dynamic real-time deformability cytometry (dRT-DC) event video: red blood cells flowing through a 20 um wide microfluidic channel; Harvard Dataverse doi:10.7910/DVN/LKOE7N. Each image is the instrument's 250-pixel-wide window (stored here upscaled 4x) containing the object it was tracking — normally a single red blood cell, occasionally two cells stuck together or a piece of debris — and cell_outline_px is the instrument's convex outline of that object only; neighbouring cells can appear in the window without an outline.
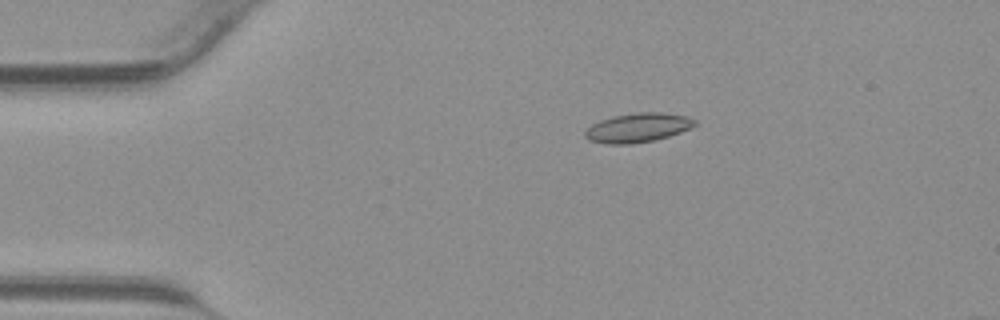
{"species": "common noctule bat (a hibernating species)", "species_latin": "Nyctalus noctula", "temperature_condition": "warm", "stored_images_in_passage": 43, "camera_frame_rate_fps": 3000, "um_per_image_px": 0.085, "animal": {"sex": "male", "body_mass_g": 23.1, "forearm_length_mm": 52.7}, "frame": {"image": 1, "passage_image": 9, "time_ms": 2.667, "image_size_px": [1000, 320], "cell_outline_px": [[696, 124], [692, 128], [668, 136], [652, 140], [632, 144], [608, 144], [588, 140], [584, 136], [584, 132], [592, 124], [600, 120], [612, 116], [636, 112], [664, 112], [688, 116], [696, 120]], "centroid_in_image_um": [54.22, 10.84], "position_along_channel_um": 30.8, "area_um2": 18.79}}
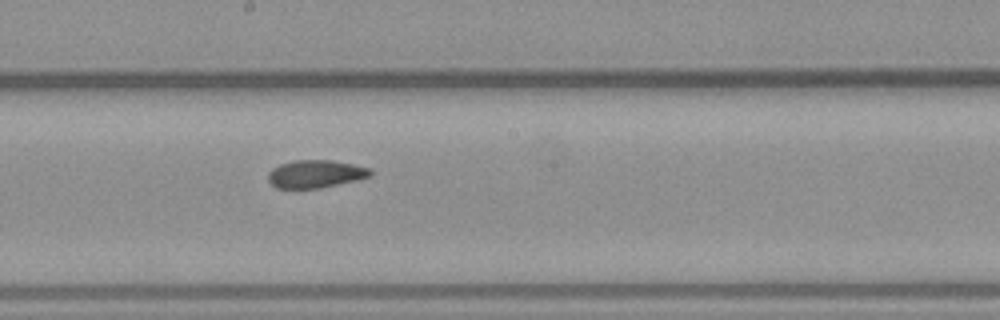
{"frame": {"image": 2, "passage_image": 24, "time_ms": 7.667, "image_size_px": [1000, 320], "cell_outline_px": [[372, 176], [356, 180], [320, 188], [276, 188], [268, 180], [268, 172], [272, 168], [280, 164], [292, 160], [332, 160], [352, 164], [368, 168], [372, 172]], "centroid_in_image_um": [26.79, 14.78], "position_along_channel_um": 221.4, "area_um2": 16.53}}
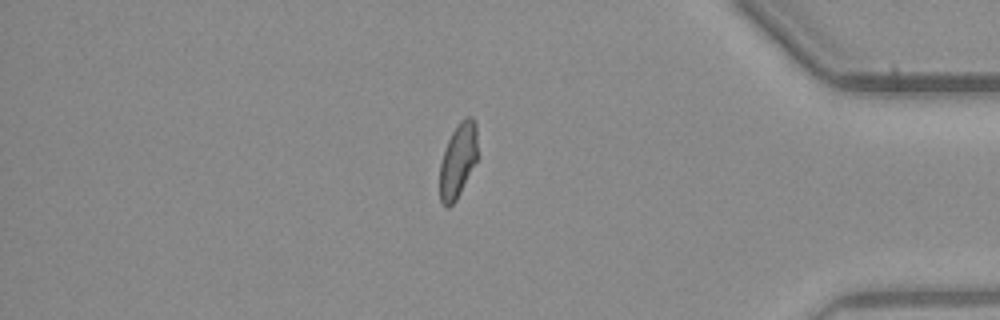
{"frame": {"image": 3, "passage_image": 37, "time_ms": 12.0, "image_size_px": [1000, 320], "cell_outline_px": [[480, 156], [456, 200], [448, 208], [444, 208], [440, 200], [440, 160], [448, 140], [452, 132], [460, 120], [464, 116], [472, 116], [476, 124]], "centroid_in_image_um": [38.97, 13.61], "position_along_channel_um": 396.2, "area_um2": 17.05}}